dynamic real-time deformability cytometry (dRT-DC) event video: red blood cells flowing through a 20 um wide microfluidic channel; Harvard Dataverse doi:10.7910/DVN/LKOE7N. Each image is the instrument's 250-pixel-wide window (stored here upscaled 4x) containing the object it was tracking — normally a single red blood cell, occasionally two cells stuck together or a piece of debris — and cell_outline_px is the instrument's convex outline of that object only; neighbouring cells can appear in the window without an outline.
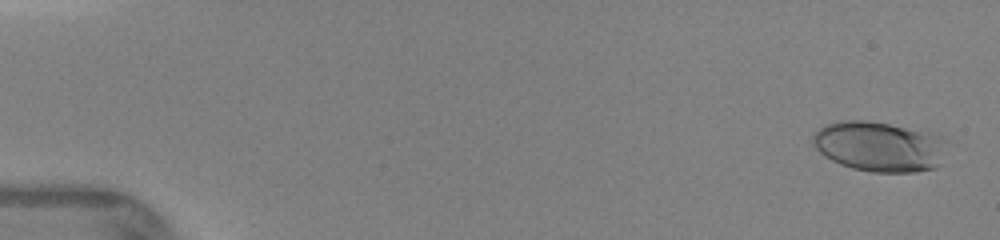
{"species": "human", "species_latin": "Homo sapiens", "temperature_condition": "warm", "stored_images_in_passage": 52, "camera_frame_rate_fps": 3000, "um_per_image_px": 0.085, "donor": {"sex": "female"}, "frame": {"image": 1, "passage_image": 2, "time_ms": 0.333, "image_size_px": [1000, 240], "cell_outline_px": [[948, 140], [940, 164], [936, 168], [916, 172], [872, 172], [852, 168], [840, 164], [832, 160], [820, 152], [812, 144], [812, 136], [824, 124], [844, 120], [868, 120], [932, 132]], "centroid_in_image_um": [74.77, 12.44], "position_along_channel_um": 10.2, "area_um2": 39.54}}
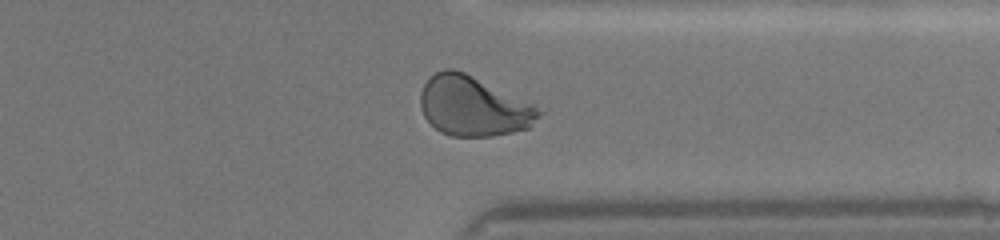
{"frame": {"image": 2, "passage_image": 45, "time_ms": 12.0, "image_size_px": [1000, 240], "cell_outline_px": [[548, 108], [528, 128], [512, 132], [492, 136], [452, 136], [440, 132], [424, 116], [420, 108], [420, 92], [424, 84], [436, 72], [444, 68], [452, 68], [464, 72]], "centroid_in_image_um": [40.32, 9.01], "position_along_channel_um": 371.1, "area_um2": 41.96}}
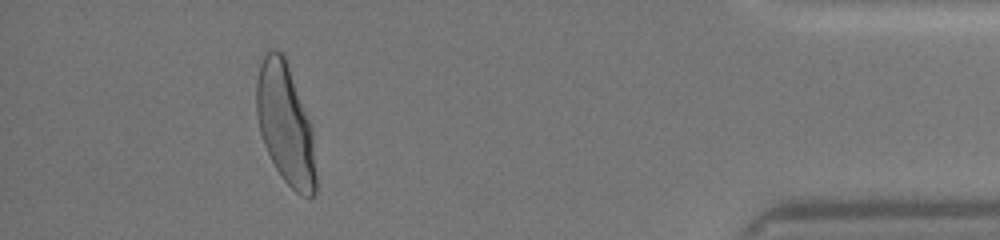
{"frame": {"image": 3, "passage_image": 49, "time_ms": 14.0, "image_size_px": [1000, 240], "cell_outline_px": [[316, 192], [312, 196], [304, 196], [296, 192], [280, 176], [264, 144], [260, 132], [256, 116], [256, 80], [260, 64], [264, 52], [268, 48], [276, 48], [284, 56], [308, 120], [312, 132], [316, 176]], "centroid_in_image_um": [24.22, 10.54], "position_along_channel_um": 411.0, "area_um2": 41.15}}